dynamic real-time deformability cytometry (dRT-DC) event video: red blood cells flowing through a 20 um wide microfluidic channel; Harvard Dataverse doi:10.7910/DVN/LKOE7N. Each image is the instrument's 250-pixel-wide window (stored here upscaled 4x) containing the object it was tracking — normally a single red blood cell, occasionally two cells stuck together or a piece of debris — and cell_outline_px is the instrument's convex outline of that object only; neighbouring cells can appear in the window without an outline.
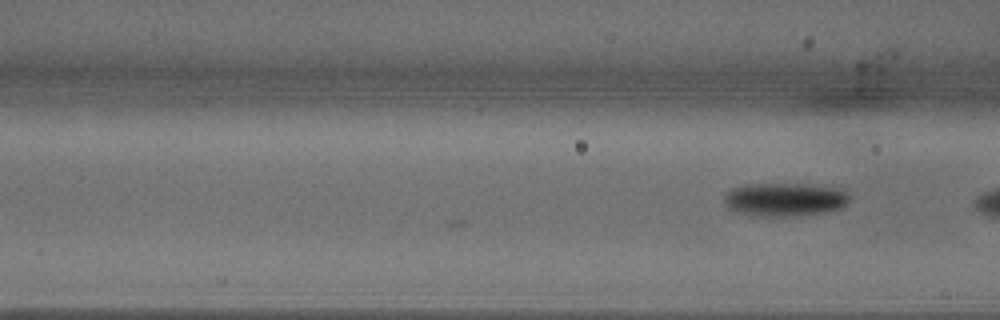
{"species": "common noctule bat (a hibernating species)", "species_latin": "Nyctalus noctula", "temperature_condition": "warm", "stored_images_in_passage": 5, "camera_frame_rate_fps": 3000, "um_per_image_px": 0.085, "animal": {"sex": "male", "body_mass_g": 18.8}, "frame": {"image": 1, "passage_image": 5, "time_ms": 1.333, "image_size_px": [1000, 320], "cell_outline_px": [[848, 204], [840, 208], [828, 212], [792, 216], [752, 216], [736, 212], [728, 208], [724, 204], [724, 196], [732, 188], [748, 184], [816, 184], [848, 188]], "centroid_in_image_um": [66.76, 16.95], "position_along_channel_um": 99.8, "area_um2": 25.03}}